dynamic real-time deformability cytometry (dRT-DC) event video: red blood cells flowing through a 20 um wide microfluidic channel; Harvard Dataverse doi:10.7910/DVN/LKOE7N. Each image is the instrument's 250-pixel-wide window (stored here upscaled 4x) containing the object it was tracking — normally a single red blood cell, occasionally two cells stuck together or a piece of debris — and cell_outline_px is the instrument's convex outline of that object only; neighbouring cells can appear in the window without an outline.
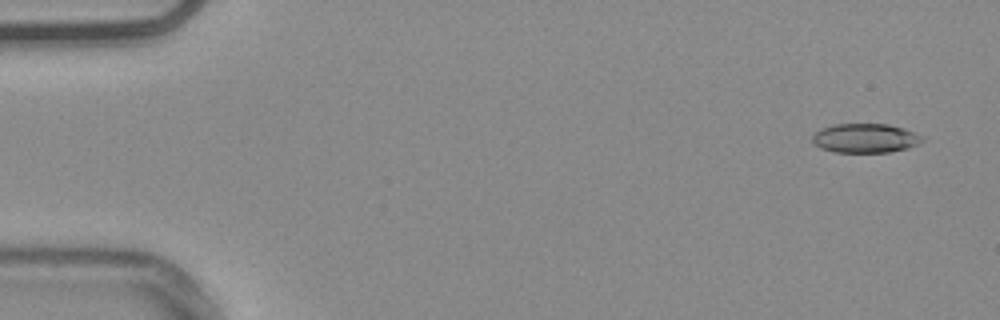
{"species": "common noctule bat (a hibernating species)", "species_latin": "Nyctalus noctula", "temperature_condition": "warm", "stored_images_in_passage": 52, "camera_frame_rate_fps": 3000, "um_per_image_px": 0.085, "animal": {"sex": "male", "body_mass_g": 20.4}, "frame": {"image": 1, "passage_image": 1, "time_ms": 0.0, "image_size_px": [1000, 320], "cell_outline_px": [[924, 140], [920, 144], [908, 148], [888, 152], [836, 152], [820, 148], [812, 140], [812, 136], [820, 128], [832, 124], [888, 124], [904, 128], [924, 136]], "centroid_in_image_um": [73.57, 11.74], "position_along_channel_um": 11.4, "area_um2": 18.84}}
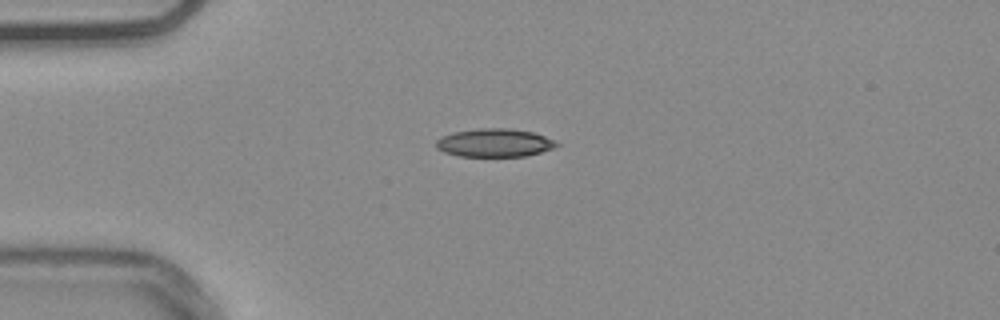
{"frame": {"image": 2, "passage_image": 12, "time_ms": 3.667, "image_size_px": [1000, 320], "cell_outline_px": [[560, 144], [556, 148], [528, 156], [460, 156], [444, 152], [436, 148], [436, 140], [440, 136], [452, 132], [480, 128], [508, 128], [532, 132], [556, 140]], "centroid_in_image_um": [42.05, 12.14], "position_along_channel_um": 42.9, "area_um2": 20.06}}
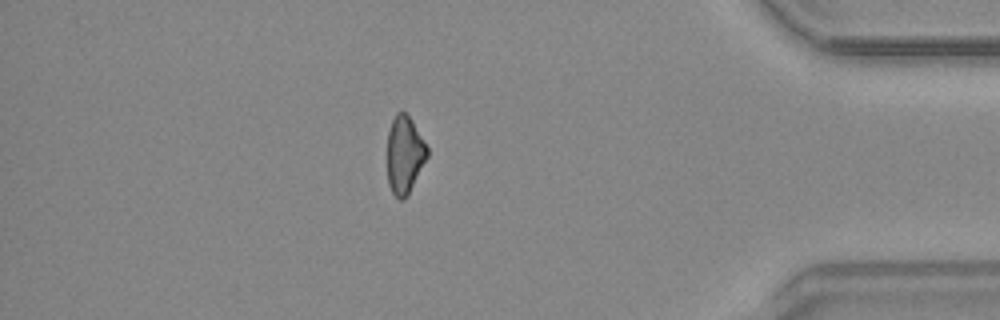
{"frame": {"image": 3, "passage_image": 45, "time_ms": 14.667, "image_size_px": [1000, 320], "cell_outline_px": [[428, 156], [408, 196], [404, 200], [400, 200], [392, 192], [388, 184], [388, 132], [392, 120], [396, 112], [404, 112], [412, 120], [428, 148]], "centroid_in_image_um": [34.39, 13.18], "position_along_channel_um": 400.8, "area_um2": 18.03}, "authors_computed_cell_mechanics": {"area_um2": 19.4786, "velocity_mm_per_s": 3.7995, "shape_relaxation_time_tau1_ms": null, "shape_relaxation_time_tau2_ms": 4.7266, "deformation_change_tau1": null, "deformation_change_tau2": 0.126}}